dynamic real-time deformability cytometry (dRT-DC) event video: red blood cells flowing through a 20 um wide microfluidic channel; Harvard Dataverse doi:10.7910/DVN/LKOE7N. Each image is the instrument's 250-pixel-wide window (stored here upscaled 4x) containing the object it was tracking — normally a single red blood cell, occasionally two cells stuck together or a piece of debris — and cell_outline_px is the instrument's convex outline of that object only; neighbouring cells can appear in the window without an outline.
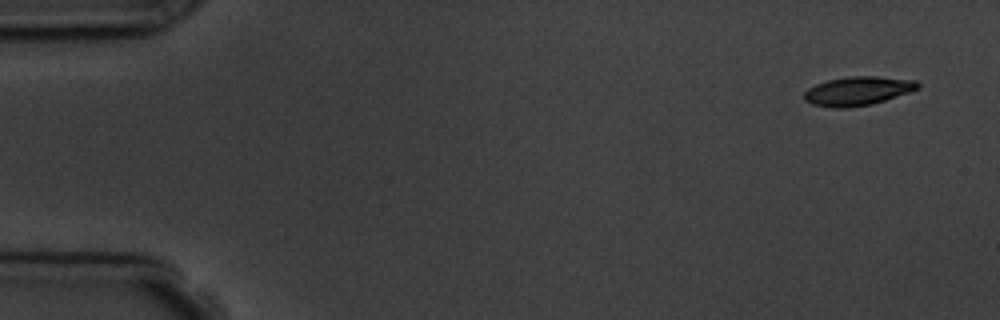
{"species": "common noctule bat (a hibernating species)", "species_latin": "Nyctalus noctula", "temperature_condition": "room temperature", "stored_images_in_passage": 4, "camera_frame_rate_fps": 3000, "um_per_image_px": 0.085, "animal": {"sex": "male", "body_mass_g": 19.5, "forearm_length_mm": 54.6}, "frame": {"image": 1, "passage_image": 1, "time_ms": 0.0, "image_size_px": [1000, 320], "cell_outline_px": [[920, 88], [872, 104], [848, 108], [832, 108], [812, 104], [804, 100], [804, 92], [808, 88], [816, 84], [828, 80], [852, 76], [876, 76], [916, 80], [920, 84]], "centroid_in_image_um": [72.89, 7.73], "position_along_channel_um": 12.1, "area_um2": 19.07}}